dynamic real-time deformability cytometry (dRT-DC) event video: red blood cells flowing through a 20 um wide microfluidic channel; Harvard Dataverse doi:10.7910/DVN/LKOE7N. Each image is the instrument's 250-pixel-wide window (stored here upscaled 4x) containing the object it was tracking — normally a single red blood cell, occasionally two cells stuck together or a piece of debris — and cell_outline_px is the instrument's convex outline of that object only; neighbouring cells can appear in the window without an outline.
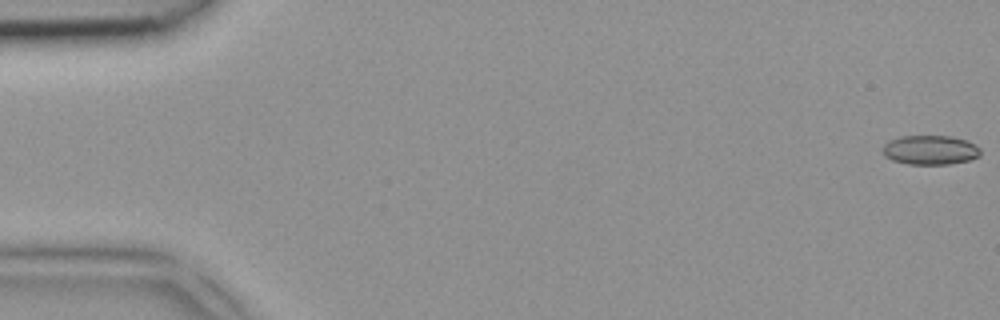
{"species": "common noctule bat (a hibernating species)", "species_latin": "Nyctalus noctula", "temperature_condition": "room temperature", "stored_images_in_passage": 4, "camera_frame_rate_fps": 3000, "um_per_image_px": 0.085, "animal": {"sex": "female", "body_mass_g": 18.4}, "frame": {"image": 1, "passage_image": 1, "time_ms": 0.0, "image_size_px": [1000, 320], "cell_outline_px": [[980, 156], [968, 160], [948, 164], [908, 164], [892, 160], [884, 156], [880, 148], [888, 140], [900, 136], [952, 136], [968, 140], [976, 144], [980, 148]], "centroid_in_image_um": [79.04, 12.74], "position_along_channel_um": 6.0, "area_um2": 16.99}}